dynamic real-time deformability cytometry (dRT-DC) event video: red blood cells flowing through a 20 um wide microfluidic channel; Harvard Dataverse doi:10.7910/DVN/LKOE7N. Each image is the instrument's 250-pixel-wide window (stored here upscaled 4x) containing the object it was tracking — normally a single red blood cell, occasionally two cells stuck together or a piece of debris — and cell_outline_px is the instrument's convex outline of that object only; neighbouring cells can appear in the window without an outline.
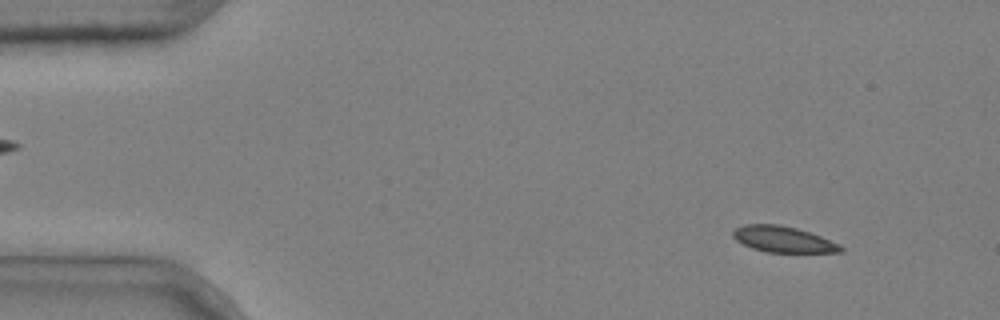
{"species": "common noctule bat (a hibernating species)", "species_latin": "Nyctalus noctula", "temperature_condition": "cold", "stored_images_in_passage": 4, "camera_frame_rate_fps": 3000, "um_per_image_px": 0.085, "animal": {"sex": "male", "body_mass_g": 20.4}, "frame": {"image": 1, "passage_image": 1, "time_ms": 0.0, "image_size_px": [1000, 320], "cell_outline_px": [[844, 252], [764, 252], [752, 248], [736, 240], [732, 236], [732, 232], [736, 228], [744, 224], [776, 224], [796, 228], [820, 236], [840, 244], [844, 248]], "centroid_in_image_um": [66.56, 20.34], "position_along_channel_um": 18.4, "area_um2": 16.24}}
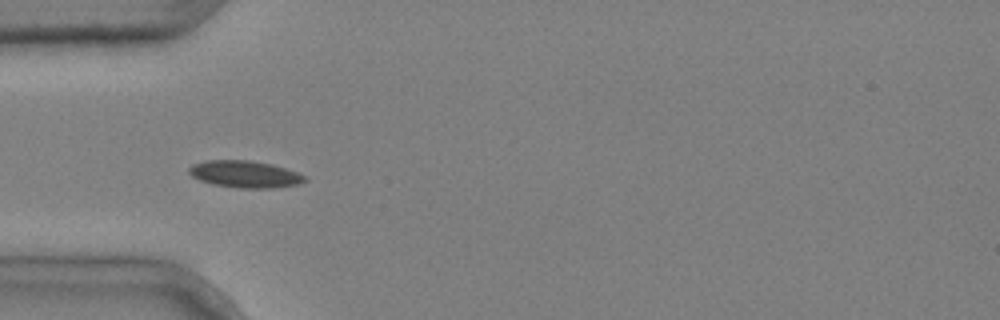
{"frame": {"image": 2, "passage_image": 3, "time_ms": 0.667, "image_size_px": [1000, 320], "cell_outline_px": [[308, 180], [300, 184], [272, 188], [236, 188], [212, 184], [200, 180], [192, 176], [188, 172], [188, 168], [192, 164], [204, 160], [252, 160], [272, 164], [308, 176]], "centroid_in_image_um": [20.82, 14.8], "position_along_channel_um": 64.2, "area_um2": 18.44}}